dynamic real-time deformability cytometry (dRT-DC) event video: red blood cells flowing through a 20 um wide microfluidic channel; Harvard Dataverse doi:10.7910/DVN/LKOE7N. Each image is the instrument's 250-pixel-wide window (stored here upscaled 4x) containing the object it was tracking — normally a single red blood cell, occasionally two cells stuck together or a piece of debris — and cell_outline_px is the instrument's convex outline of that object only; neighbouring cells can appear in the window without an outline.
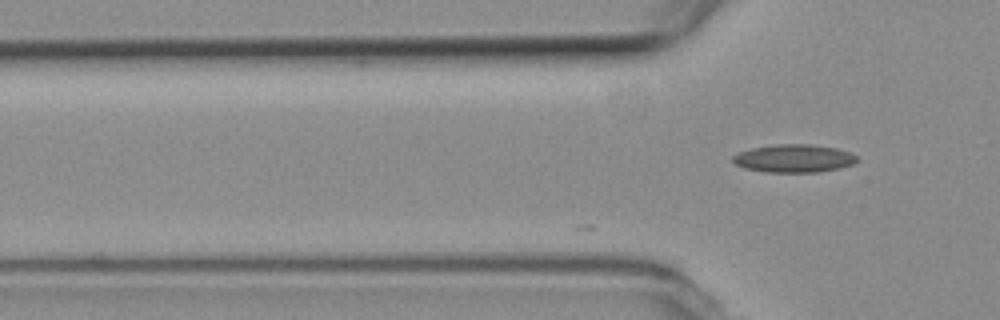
{"species": "common noctule bat (a hibernating species)", "species_latin": "Nyctalus noctula", "temperature_condition": "room temperature", "stored_images_in_passage": 8, "camera_frame_rate_fps": 3000, "um_per_image_px": 0.085, "animal": {"sex": "female", "body_mass_g": 19.3, "forearm_length_mm": 54.1}, "frame": {"image": 1, "passage_image": 8, "time_ms": 2.333, "image_size_px": [1000, 320], "cell_outline_px": [[856, 160], [852, 164], [840, 168], [816, 172], [768, 172], [744, 168], [736, 164], [732, 160], [732, 156], [740, 152], [752, 148], [772, 144], [812, 144], [836, 148], [848, 152], [856, 156]], "centroid_in_image_um": [67.45, 13.46], "position_along_channel_um": 58.3, "area_um2": 20.11}}